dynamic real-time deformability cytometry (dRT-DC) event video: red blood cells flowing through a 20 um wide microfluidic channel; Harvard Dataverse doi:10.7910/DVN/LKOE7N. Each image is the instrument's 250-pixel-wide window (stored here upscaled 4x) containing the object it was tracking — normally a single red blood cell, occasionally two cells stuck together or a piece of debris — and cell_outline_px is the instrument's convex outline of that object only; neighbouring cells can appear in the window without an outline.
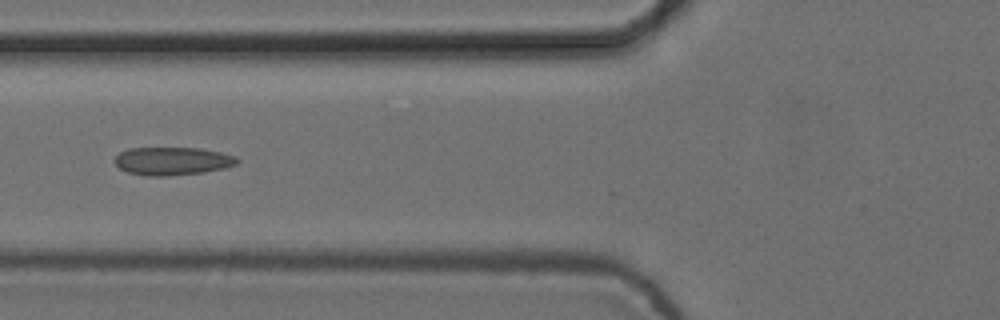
{"species": "common noctule bat (a hibernating species)", "species_latin": "Nyctalus noctula", "temperature_condition": "cold", "stored_images_in_passage": 6, "camera_frame_rate_fps": 3000, "um_per_image_px": 0.085, "animal": {"sex": "female", "body_mass_g": 24.6, "forearm_length_mm": 56.2}, "frame": {"image": 1, "passage_image": 6, "time_ms": 1.667, "image_size_px": [1000, 320], "cell_outline_px": [[240, 160], [236, 164], [224, 168], [204, 172], [168, 176], [144, 176], [128, 172], [120, 168], [116, 164], [116, 156], [120, 152], [128, 148], [200, 148], [220, 152], [236, 156]], "centroid_in_image_um": [14.67, 13.69], "position_along_channel_um": 111.1, "area_um2": 20.0}}